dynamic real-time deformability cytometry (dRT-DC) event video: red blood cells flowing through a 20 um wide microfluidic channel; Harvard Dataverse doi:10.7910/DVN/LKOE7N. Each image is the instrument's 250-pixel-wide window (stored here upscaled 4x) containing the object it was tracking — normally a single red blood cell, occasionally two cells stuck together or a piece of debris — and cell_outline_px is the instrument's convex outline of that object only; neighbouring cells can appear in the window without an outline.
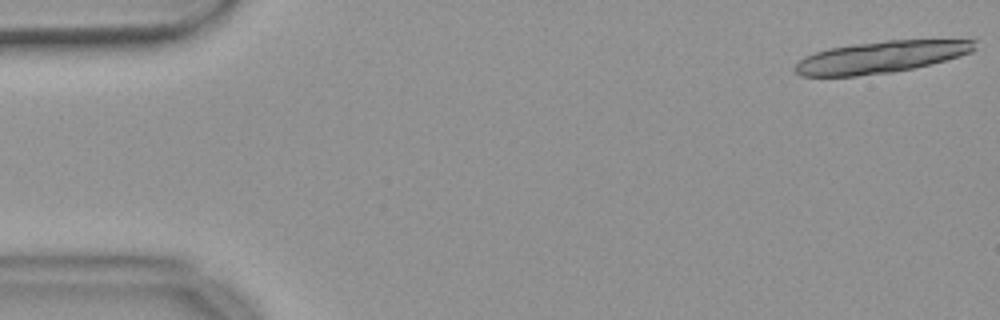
{"species": "common noctule bat (a hibernating species)", "species_latin": "Nyctalus noctula", "temperature_condition": "warm", "stored_images_in_passage": 13, "camera_frame_rate_fps": 3000, "um_per_image_px": 0.085, "animal": {"sex": "female", "body_mass_g": 18.4}, "frame": {"image": 1, "passage_image": 1, "time_ms": 0.0, "image_size_px": [1000, 320], "cell_outline_px": [[976, 48], [972, 52], [960, 56], [932, 64], [892, 72], [856, 76], [800, 76], [792, 68], [804, 56], [828, 48], [884, 40], [976, 40]], "centroid_in_image_um": [74.86, 4.85], "position_along_channel_um": 10.1, "area_um2": 33.29}}